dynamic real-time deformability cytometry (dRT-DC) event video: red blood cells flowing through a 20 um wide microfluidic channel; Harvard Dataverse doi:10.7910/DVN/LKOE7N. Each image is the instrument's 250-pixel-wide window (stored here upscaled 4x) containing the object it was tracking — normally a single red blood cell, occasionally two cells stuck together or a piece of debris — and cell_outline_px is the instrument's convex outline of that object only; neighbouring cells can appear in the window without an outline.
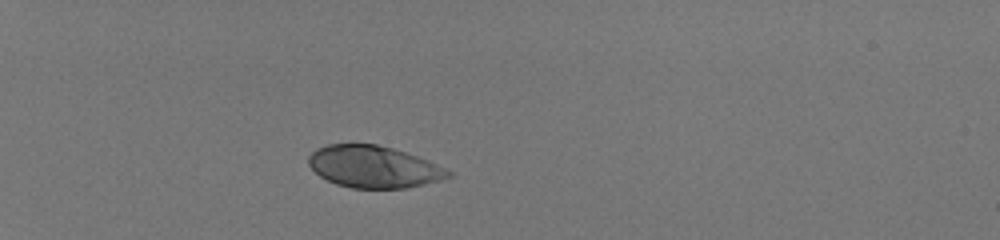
{"species": "human", "species_latin": "Homo sapiens", "temperature_condition": "room temperature", "stored_images_in_passage": 34, "camera_frame_rate_fps": 3000, "um_per_image_px": 0.085, "donor": {"sex": "male"}, "frame": {"image": 1, "passage_image": 1, "time_ms": 0.0, "image_size_px": [1000, 240], "cell_outline_px": [[456, 172], [452, 176], [440, 180], [404, 188], [352, 188], [336, 184], [320, 176], [308, 164], [308, 156], [316, 148], [328, 144], [376, 144], [392, 148], [428, 160]], "centroid_in_image_um": [31.78, 14.17], "position_along_channel_um": 53.2, "area_um2": 34.1}}
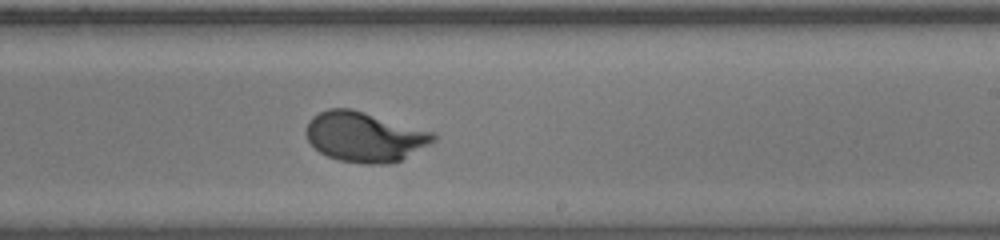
{"frame": {"image": 2, "passage_image": 20, "time_ms": 6.333, "image_size_px": [1000, 240], "cell_outline_px": [[436, 140], [432, 144], [400, 160], [388, 164], [364, 164], [340, 160], [328, 156], [320, 152], [308, 140], [304, 132], [308, 120], [312, 116], [328, 108], [352, 108], [436, 132]], "centroid_in_image_um": [31.02, 11.61], "position_along_channel_um": 258.0, "area_um2": 37.45}}
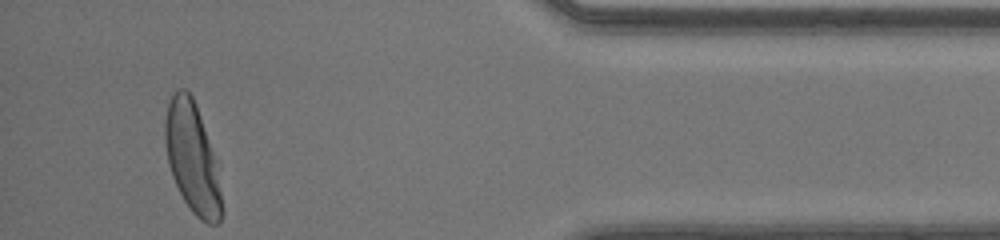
{"frame": {"image": 3, "passage_image": 34, "time_ms": 11.0, "image_size_px": [1000, 240], "cell_outline_px": [[224, 212], [220, 220], [216, 224], [208, 224], [200, 220], [192, 212], [184, 200], [172, 176], [168, 164], [164, 140], [164, 120], [168, 100], [176, 88], [184, 88], [192, 96], [196, 104], [212, 156], [220, 192]], "centroid_in_image_um": [16.28, 13.42], "position_along_channel_um": 418.9, "area_um2": 35.6}, "authors_computed_cell_mechanics": {"area_um2": 36.3851, "velocity_mm_per_s": 4.1212, "shape_relaxation_time_tau1_ms": 2.4312, "shape_relaxation_time_tau2_ms": null, "deformation_change_tau1": 0.1871, "deformation_change_tau2": null}}